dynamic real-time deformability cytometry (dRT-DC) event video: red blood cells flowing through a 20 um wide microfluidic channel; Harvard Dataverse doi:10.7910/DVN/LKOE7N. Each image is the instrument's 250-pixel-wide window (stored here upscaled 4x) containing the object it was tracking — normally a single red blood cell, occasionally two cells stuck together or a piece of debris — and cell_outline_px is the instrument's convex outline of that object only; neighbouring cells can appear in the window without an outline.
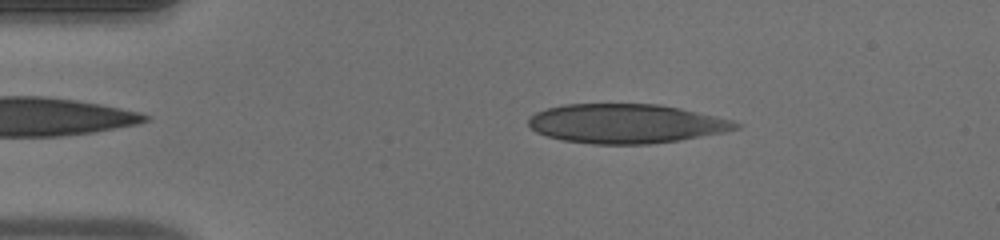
{"species": "human", "species_latin": "Homo sapiens", "temperature_condition": "warm", "stored_images_in_passage": 41, "camera_frame_rate_fps": 3000, "um_per_image_px": 0.085, "donor": {"sex": "male"}, "frame": {"image": 1, "passage_image": 7, "time_ms": 2.0, "image_size_px": [1000, 240], "cell_outline_px": [[740, 128], [724, 132], [680, 140], [652, 144], [592, 144], [564, 140], [548, 136], [536, 132], [528, 124], [528, 120], [536, 112], [548, 108], [564, 104], [660, 104], [680, 108], [716, 116], [732, 120], [740, 124]], "centroid_in_image_um": [53.23, 10.51], "position_along_channel_um": 31.8, "area_um2": 47.34}}
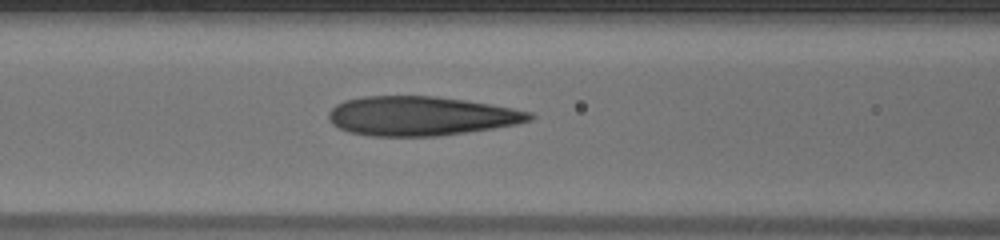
{"frame": {"image": 2, "passage_image": 18, "time_ms": 5.667, "image_size_px": [1000, 240], "cell_outline_px": [[536, 116], [532, 120], [516, 124], [492, 128], [436, 136], [372, 136], [348, 132], [332, 124], [328, 116], [328, 112], [336, 104], [344, 100], [364, 96], [436, 96], [464, 100], [512, 108], [532, 112]], "centroid_in_image_um": [35.75, 9.85], "position_along_channel_um": 130.8, "area_um2": 45.84}}
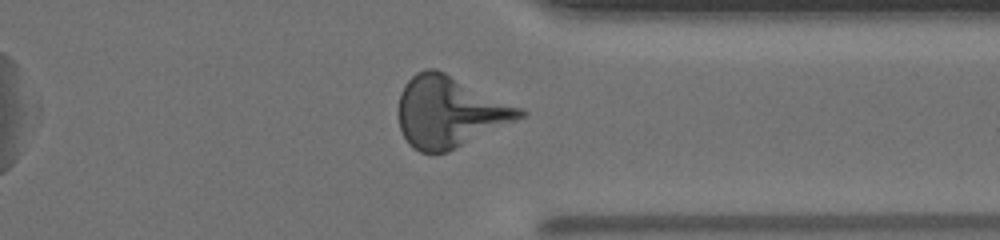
{"frame": {"image": 3, "passage_image": 36, "time_ms": 11.667, "image_size_px": [1000, 240], "cell_outline_px": [[528, 112], [524, 116], [448, 152], [420, 152], [412, 148], [408, 144], [400, 128], [400, 92], [404, 84], [416, 72], [428, 68], [436, 68], [524, 108]], "centroid_in_image_um": [38.23, 9.49], "position_along_channel_um": 373.2, "area_um2": 49.94}, "authors_computed_cell_mechanics": {"area_um2": 47.107, "velocity_mm_per_s": 4.0954, "shape_relaxation_time_tau1_ms": 7.4438, "shape_relaxation_time_tau2_ms": 1.4199, "deformation_change_tau1": 0.2718, "deformation_change_tau2": 0.1162}}